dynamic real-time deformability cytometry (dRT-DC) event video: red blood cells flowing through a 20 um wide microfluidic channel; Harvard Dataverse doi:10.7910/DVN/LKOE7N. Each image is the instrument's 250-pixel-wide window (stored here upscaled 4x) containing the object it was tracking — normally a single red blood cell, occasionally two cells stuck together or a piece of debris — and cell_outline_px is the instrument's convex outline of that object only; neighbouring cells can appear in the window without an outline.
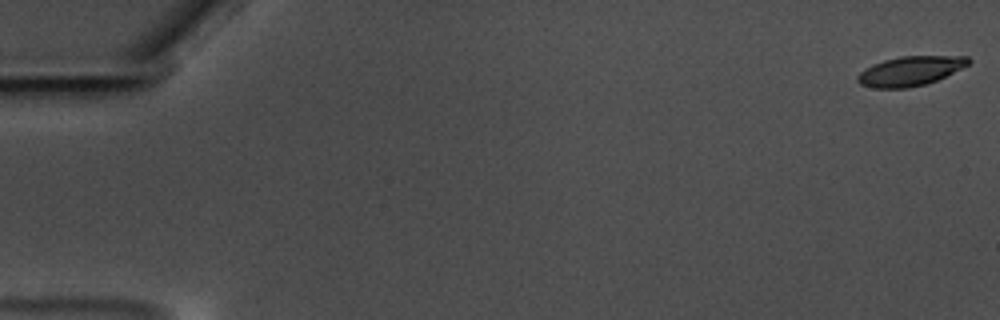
{"species": "common noctule bat (a hibernating species)", "species_latin": "Nyctalus noctula", "temperature_condition": "warm", "stored_images_in_passage": 59, "camera_frame_rate_fps": 3000, "um_per_image_px": 0.085, "animal": {"sex": "male", "body_mass_g": 17.5, "forearm_length_mm": 52.3}, "frame": {"image": 1, "passage_image": 1, "time_ms": 0.0, "image_size_px": [1000, 320], "cell_outline_px": [[972, 60], [968, 64], [936, 80], [924, 84], [908, 88], [872, 88], [860, 84], [856, 80], [856, 76], [864, 68], [872, 64], [884, 60], [900, 56], [968, 56]], "centroid_in_image_um": [77.31, 6.03], "position_along_channel_um": 7.7, "area_um2": 18.96}}
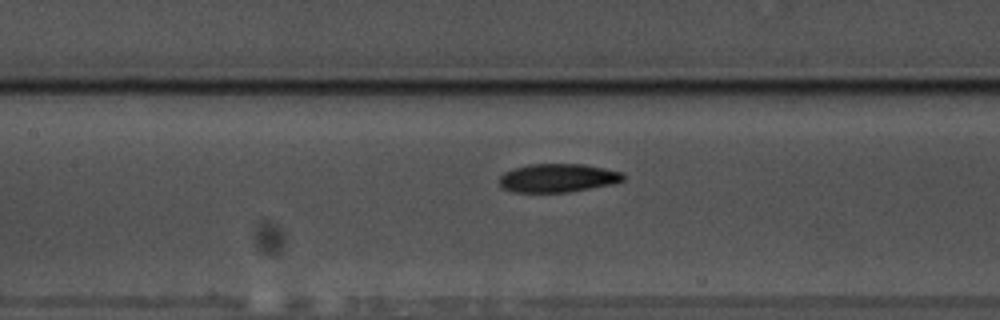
{"frame": {"image": 2, "passage_image": 28, "time_ms": 9.0, "image_size_px": [1000, 320], "cell_outline_px": [[624, 180], [612, 184], [568, 192], [512, 192], [504, 188], [500, 184], [500, 176], [504, 172], [512, 168], [528, 164], [584, 164], [624, 172]], "centroid_in_image_um": [47.41, 15.12], "position_along_channel_um": 160.0, "area_um2": 20.63}}
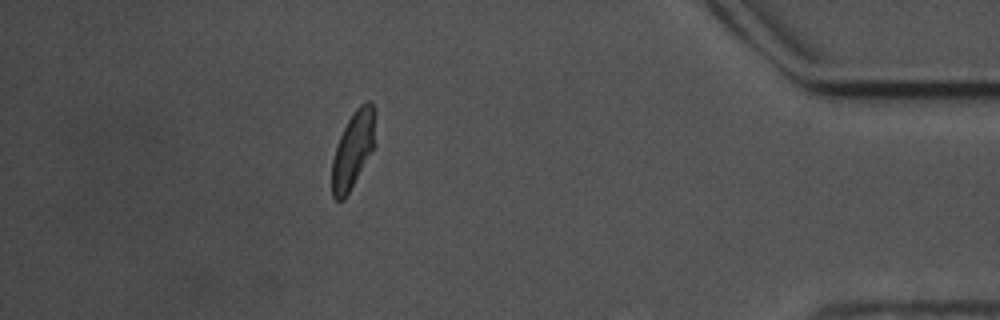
{"frame": {"image": 3, "passage_image": 53, "time_ms": 17.333, "image_size_px": [1000, 320], "cell_outline_px": [[376, 148], [344, 200], [336, 200], [332, 196], [332, 160], [336, 144], [348, 120], [356, 108], [360, 104], [368, 100], [372, 100], [376, 108]], "centroid_in_image_um": [30.08, 12.68], "position_along_channel_um": 405.1, "area_um2": 20.23}, "authors_computed_cell_mechanics": {"area_um2": 20.23, "velocity_mm_per_s": 3.4778, "shape_relaxation_time_tau1_ms": 3.9102, "shape_relaxation_time_tau2_ms": 3.0033, "deformation_change_tau1": 0.1439, "deformation_change_tau2": 0.0907}}